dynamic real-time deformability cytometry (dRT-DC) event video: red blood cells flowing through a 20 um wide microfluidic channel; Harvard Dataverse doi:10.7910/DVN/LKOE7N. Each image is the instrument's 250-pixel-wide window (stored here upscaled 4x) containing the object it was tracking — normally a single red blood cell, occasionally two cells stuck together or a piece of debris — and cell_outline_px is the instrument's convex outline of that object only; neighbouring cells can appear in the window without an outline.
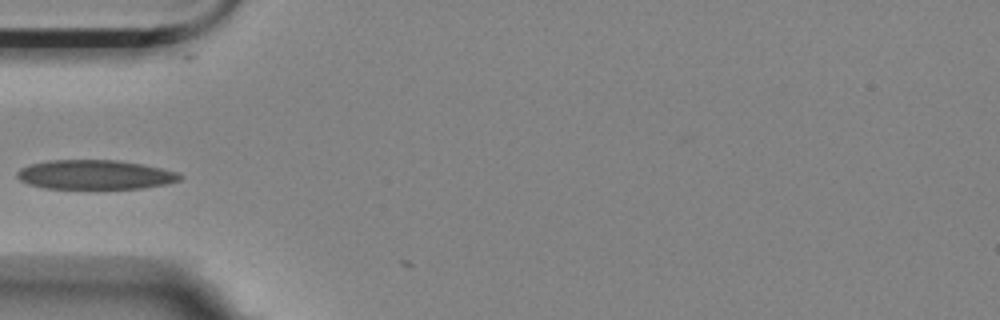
{"species": "Egyptian fruit bat (a non-hibernating species)", "species_latin": "Rousettus aegyptiacus", "temperature_condition": "room temperature", "stored_images_in_passage": 3, "camera_frame_rate_fps": 3000, "um_per_image_px": 0.085, "animal": {"sex": "female"}, "frame": {"image": 1, "passage_image": 2, "time_ms": 0.333, "image_size_px": [1000, 320], "cell_outline_px": [[184, 176], [180, 180], [168, 184], [140, 188], [44, 188], [28, 184], [20, 180], [16, 176], [16, 172], [20, 168], [32, 164], [48, 160], [120, 160], [180, 172]], "centroid_in_image_um": [8.09, 14.84], "position_along_channel_um": 76.9, "area_um2": 27.86}}